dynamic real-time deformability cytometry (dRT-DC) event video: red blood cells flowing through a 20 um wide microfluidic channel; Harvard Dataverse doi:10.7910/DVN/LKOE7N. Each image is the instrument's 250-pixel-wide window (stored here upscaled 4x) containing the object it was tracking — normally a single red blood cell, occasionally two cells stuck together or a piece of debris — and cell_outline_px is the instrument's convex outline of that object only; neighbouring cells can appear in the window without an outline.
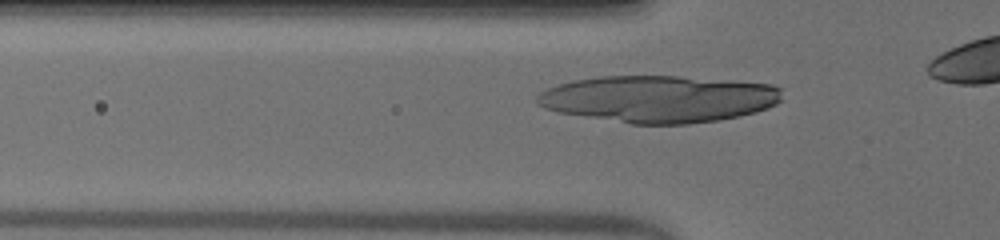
{"species": "human", "species_latin": "Homo sapiens", "temperature_condition": "warm", "stored_images_in_passage": 31, "camera_frame_rate_fps": 3000, "um_per_image_px": 0.085, "donor": {"sex": "male"}, "frame": {"image": 1, "passage_image": 6, "time_ms": 1.667, "image_size_px": [1000, 240], "cell_outline_px": [[780, 100], [776, 104], [768, 108], [756, 112], [740, 116], [720, 120], [688, 124], [632, 124], [556, 112], [544, 108], [536, 104], [536, 96], [540, 92], [548, 88], [572, 80], [600, 76], [676, 76], [732, 80], [772, 84], [780, 88]], "centroid_in_image_um": [55.98, 8.41], "position_along_channel_um": 69.8, "area_um2": 67.45}}
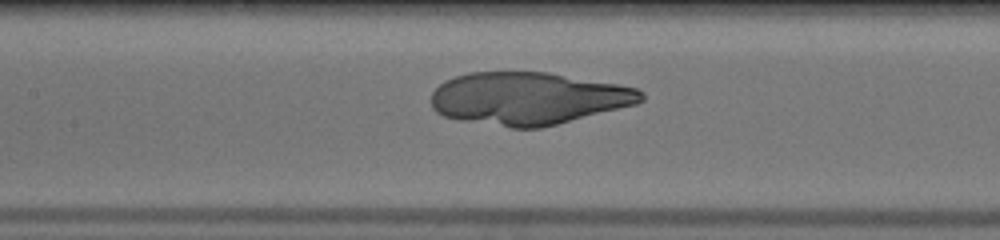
{"frame": {"image": 2, "passage_image": 13, "time_ms": 4.0, "image_size_px": [1000, 240], "cell_outline_px": [[644, 100], [636, 104], [540, 128], [512, 128], [460, 120], [444, 116], [436, 112], [432, 108], [432, 92], [444, 80], [468, 72], [548, 72], [620, 84], [636, 88], [644, 92]], "centroid_in_image_um": [44.9, 8.36], "position_along_channel_um": 162.5, "area_um2": 64.27}}
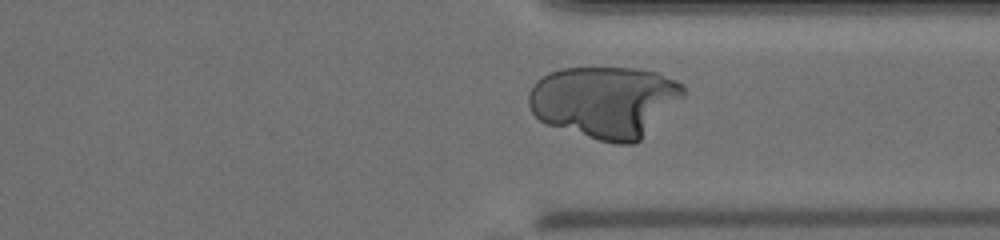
{"frame": {"image": 3, "passage_image": 28, "time_ms": 9.0, "image_size_px": [1000, 240], "cell_outline_px": [[684, 96], [640, 140], [632, 144], [616, 144], [600, 140], [548, 124], [540, 120], [532, 112], [528, 104], [528, 92], [536, 80], [548, 72], [560, 68], [632, 68], [660, 72], [676, 80], [684, 88]], "centroid_in_image_um": [51.39, 8.62], "position_along_channel_um": 360.0, "area_um2": 64.45}}